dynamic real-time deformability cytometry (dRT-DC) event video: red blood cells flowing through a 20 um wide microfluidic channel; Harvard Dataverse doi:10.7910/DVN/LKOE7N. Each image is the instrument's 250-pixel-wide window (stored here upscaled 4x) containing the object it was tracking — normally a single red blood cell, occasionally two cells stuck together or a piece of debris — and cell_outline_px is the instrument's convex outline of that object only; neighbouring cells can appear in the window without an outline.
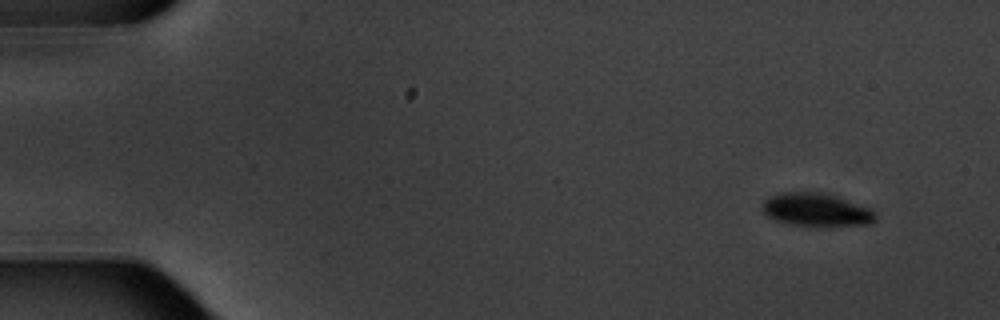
{"species": "common noctule bat (a hibernating species)", "species_latin": "Nyctalus noctula", "temperature_condition": "warm", "stored_images_in_passage": 10, "camera_frame_rate_fps": 3000, "um_per_image_px": 0.085, "animal": {"sex": "male", "body_mass_g": 20.1, "forearm_length_mm": 53.5}, "frame": {"image": 1, "passage_image": 1, "time_ms": 0.0, "image_size_px": [1000, 320], "cell_outline_px": [[876, 220], [868, 224], [828, 228], [792, 224], [776, 220], [768, 216], [764, 212], [764, 200], [768, 196], [780, 192], [828, 192], [872, 208], [876, 212]], "centroid_in_image_um": [69.47, 17.84], "position_along_channel_um": 15.5, "area_um2": 22.6}}
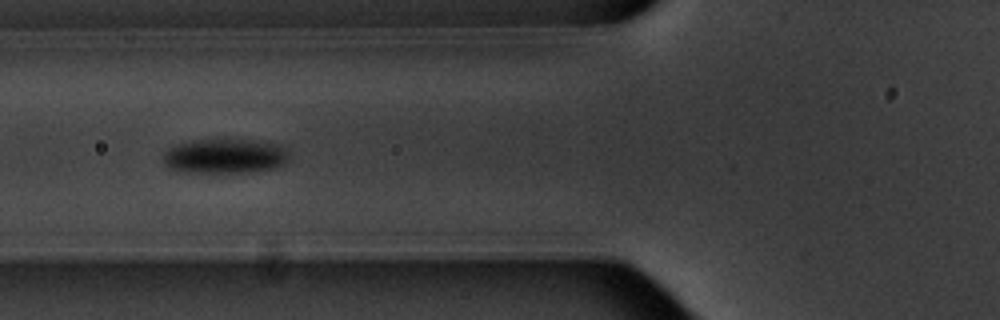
{"frame": {"image": 2, "passage_image": 6, "time_ms": 6.0, "image_size_px": [1000, 320], "cell_outline_px": [[288, 160], [284, 164], [276, 168], [252, 172], [176, 172], [168, 168], [164, 164], [164, 152], [168, 148], [176, 144], [192, 140], [252, 140], [280, 144], [288, 152]], "centroid_in_image_um": [19.1, 13.28], "position_along_channel_um": 106.7, "area_um2": 25.66}}
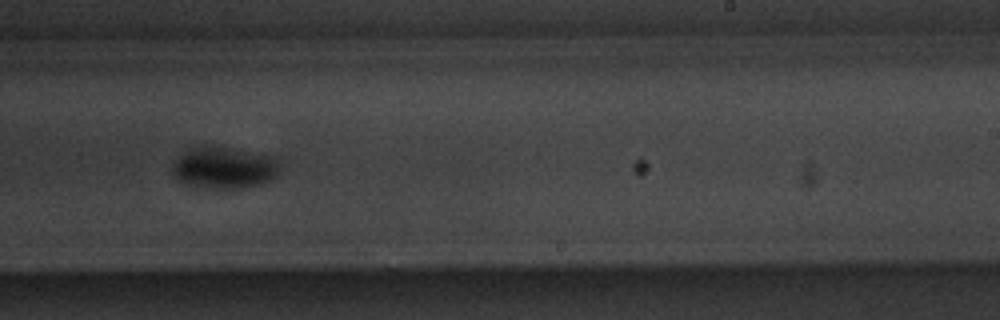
{"frame": {"image": 3, "passage_image": 10, "time_ms": 10.667, "image_size_px": [1000, 320], "cell_outline_px": [[276, 176], [272, 180], [260, 184], [240, 188], [212, 188], [188, 184], [180, 180], [172, 172], [172, 164], [192, 144], [212, 144], [268, 156], [276, 160]], "centroid_in_image_um": [18.97, 14.22], "position_along_channel_um": 270.0, "area_um2": 25.89}}